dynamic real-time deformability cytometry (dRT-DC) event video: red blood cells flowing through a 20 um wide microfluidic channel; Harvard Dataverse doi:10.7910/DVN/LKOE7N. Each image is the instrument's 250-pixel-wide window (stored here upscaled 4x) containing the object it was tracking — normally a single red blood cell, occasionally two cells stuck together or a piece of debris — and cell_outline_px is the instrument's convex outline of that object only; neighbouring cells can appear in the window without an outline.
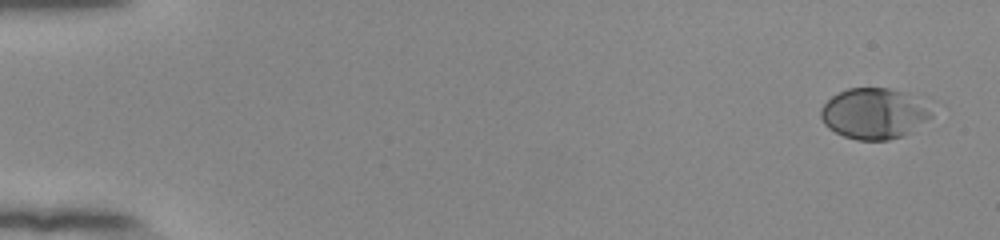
{"species": "human", "species_latin": "Homo sapiens", "temperature_condition": "room temperature", "stored_images_in_passage": 53, "camera_frame_rate_fps": 3000, "um_per_image_px": 0.085, "donor": {"sex": "female"}, "frame": {"image": 1, "passage_image": 1, "time_ms": 0.0, "image_size_px": [1000, 240], "cell_outline_px": [[932, 116], [904, 136], [888, 140], [856, 140], [844, 136], [828, 128], [824, 124], [820, 116], [820, 108], [832, 96], [848, 88], [888, 88], [900, 92], [924, 108]], "centroid_in_image_um": [74.15, 9.69], "position_along_channel_um": 10.9, "area_um2": 31.62}}
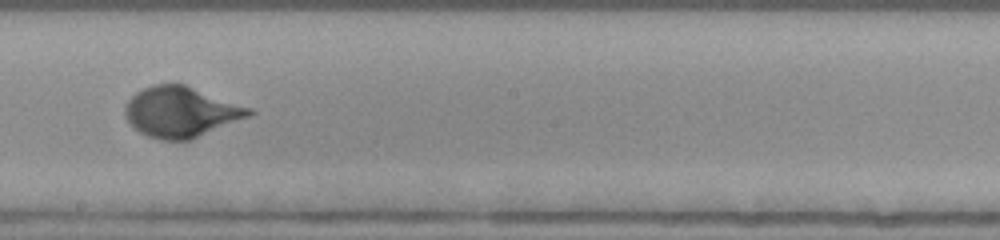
{"frame": {"image": 2, "passage_image": 31, "time_ms": 10.0, "image_size_px": [1000, 240], "cell_outline_px": [[256, 112], [248, 116], [192, 140], [160, 140], [148, 136], [140, 132], [124, 116], [124, 104], [136, 92], [152, 84], [184, 84], [252, 108]], "centroid_in_image_um": [15.37, 9.51], "position_along_channel_um": 232.8, "area_um2": 36.36}}
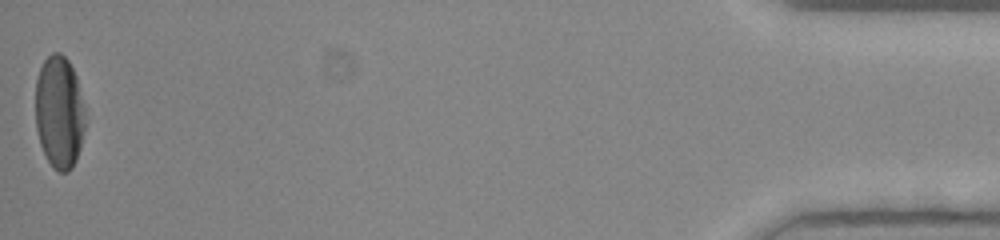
{"frame": {"image": 3, "passage_image": 53, "time_ms": 17.333, "image_size_px": [1000, 240], "cell_outline_px": [[84, 128], [80, 148], [76, 160], [72, 168], [68, 172], [60, 172], [52, 168], [40, 144], [36, 128], [36, 80], [40, 68], [44, 60], [52, 52], [60, 52], [68, 60], [76, 76], [84, 104]], "centroid_in_image_um": [5.04, 9.54], "position_along_channel_um": 430.2, "area_um2": 32.71}, "authors_computed_cell_mechanics": {"area_um2": 32.7148, "velocity_mm_per_s": 3.8846, "shape_relaxation_time_tau1_ms": 3.586, "shape_relaxation_time_tau2_ms": null, "deformation_change_tau1": 0.1963, "deformation_change_tau2": null}}